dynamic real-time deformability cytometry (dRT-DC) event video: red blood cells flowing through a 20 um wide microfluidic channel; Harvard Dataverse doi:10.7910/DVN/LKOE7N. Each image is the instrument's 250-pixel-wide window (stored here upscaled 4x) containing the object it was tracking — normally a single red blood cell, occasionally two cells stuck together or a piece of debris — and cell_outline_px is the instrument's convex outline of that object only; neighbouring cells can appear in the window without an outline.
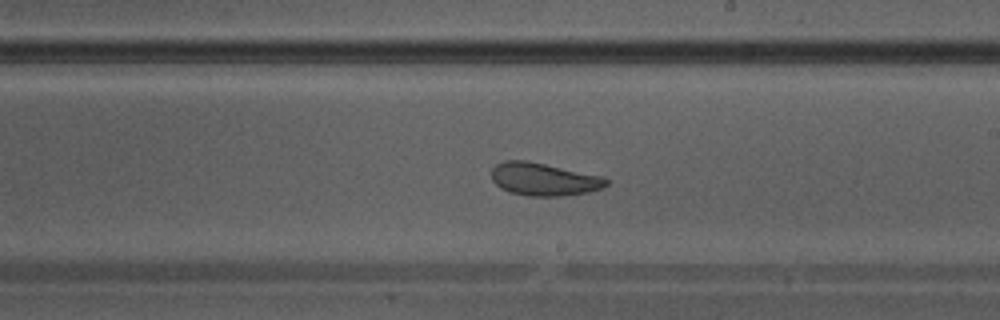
{"species": "Egyptian fruit bat (a non-hibernating species)", "species_latin": "Rousettus aegyptiacus", "temperature_condition": "warm", "stored_images_in_passage": 40, "camera_frame_rate_fps": 3000, "um_per_image_px": 0.085, "animal": {"sex": "male"}, "frame": {"image": 1, "passage_image": 23, "time_ms": 7.333, "image_size_px": [1000, 320], "cell_outline_px": [[608, 184], [600, 188], [588, 192], [560, 196], [528, 196], [508, 192], [500, 188], [492, 180], [492, 168], [496, 164], [504, 160], [528, 160], [604, 176], [608, 180]], "centroid_in_image_um": [46.21, 15.22], "position_along_channel_um": 242.8, "area_um2": 22.14}}